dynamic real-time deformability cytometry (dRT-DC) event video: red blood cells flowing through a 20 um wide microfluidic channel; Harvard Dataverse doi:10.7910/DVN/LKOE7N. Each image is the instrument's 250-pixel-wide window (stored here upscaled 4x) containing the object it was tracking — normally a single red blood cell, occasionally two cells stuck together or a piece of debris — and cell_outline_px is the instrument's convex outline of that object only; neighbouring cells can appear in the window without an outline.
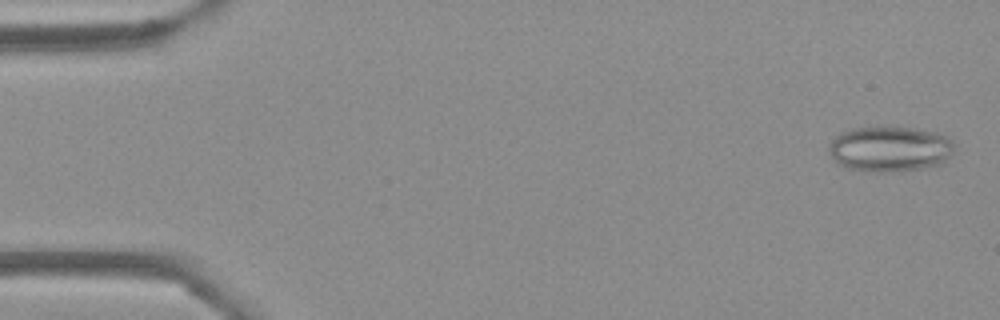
{"species": "Egyptian fruit bat (a non-hibernating species)", "species_latin": "Rousettus aegyptiacus", "temperature_condition": "cold", "stored_images_in_passage": 54, "camera_frame_rate_fps": 3000, "um_per_image_px": 0.085, "frame": {"image": 1, "passage_image": 2, "time_ms": 0.333, "image_size_px": [1000, 320], "cell_outline_px": [[952, 156], [944, 164], [924, 168], [896, 172], [864, 172], [848, 168], [836, 164], [828, 152], [828, 144], [840, 132], [848, 128], [880, 124], [912, 128], [936, 132], [948, 136], [952, 140]], "centroid_in_image_um": [75.6, 12.64], "position_along_channel_um": 9.4, "area_um2": 34.68}}
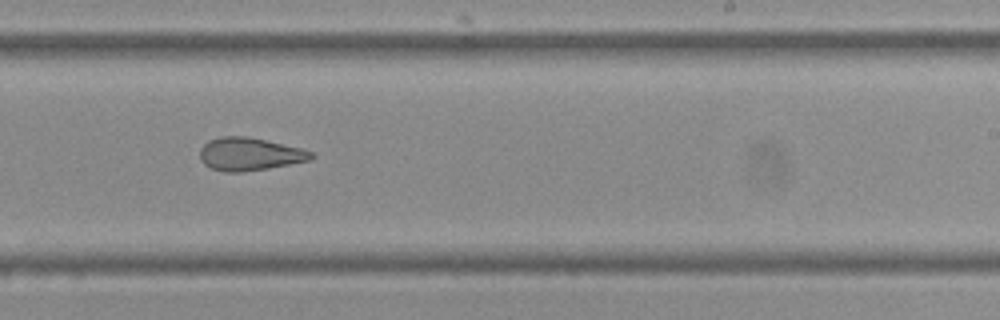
{"frame": {"image": 2, "passage_image": 33, "time_ms": 10.667, "image_size_px": [1000, 320], "cell_outline_px": [[316, 156], [312, 160], [268, 168], [240, 172], [224, 172], [212, 168], [204, 164], [200, 160], [200, 148], [208, 140], [220, 136], [248, 136], [300, 148], [312, 152]], "centroid_in_image_um": [21.2, 13.09], "position_along_channel_um": 267.8, "area_um2": 21.39}}
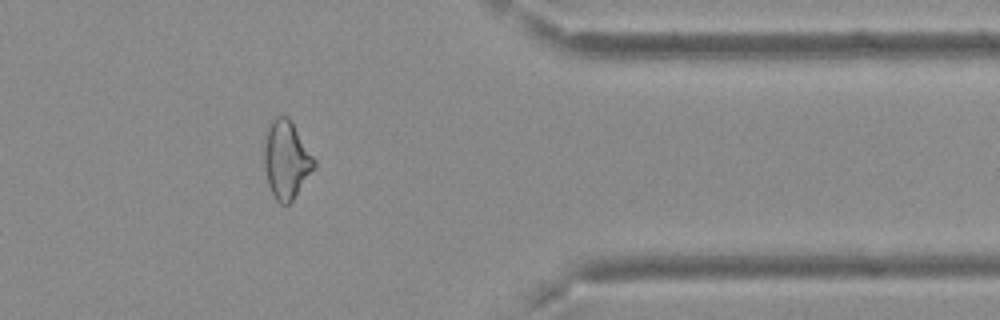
{"frame": {"image": 3, "passage_image": 44, "time_ms": 14.333, "image_size_px": [1000, 320], "cell_outline_px": [[316, 164], [292, 200], [288, 204], [280, 204], [276, 200], [268, 184], [264, 164], [264, 128], [268, 120], [272, 116], [288, 116], [316, 160]], "centroid_in_image_um": [24.28, 13.49], "position_along_channel_um": 387.1, "area_um2": 22.83}, "authors_computed_cell_mechanics": {"area_um2": 24.7384, "velocity_mm_per_s": 3.7386, "shape_relaxation_time_tau1_ms": null, "shape_relaxation_time_tau2_ms": 2.7304, "deformation_change_tau1": null, "deformation_change_tau2": 0.1161}}